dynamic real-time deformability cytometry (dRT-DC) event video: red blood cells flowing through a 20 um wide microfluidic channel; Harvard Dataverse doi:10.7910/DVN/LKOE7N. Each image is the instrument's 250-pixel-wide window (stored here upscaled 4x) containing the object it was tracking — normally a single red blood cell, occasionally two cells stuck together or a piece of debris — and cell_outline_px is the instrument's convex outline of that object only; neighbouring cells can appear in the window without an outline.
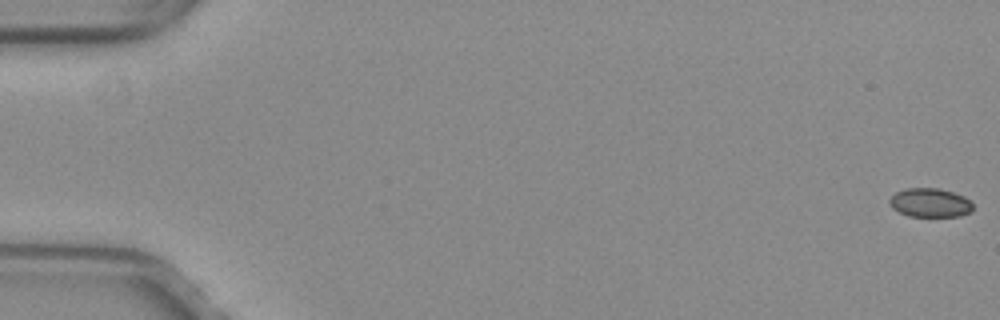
{"species": "common noctule bat (a hibernating species)", "species_latin": "Nyctalus noctula", "temperature_condition": "warm", "stored_images_in_passage": 53, "camera_frame_rate_fps": 3000, "um_per_image_px": 0.085, "animal": {"sex": "female", "body_mass_g": 29.2, "forearm_length_mm": 56.3}, "frame": {"image": 1, "passage_image": 1, "time_ms": 0.0, "image_size_px": [1000, 320], "cell_outline_px": [[972, 208], [968, 212], [960, 216], [908, 216], [892, 208], [888, 200], [896, 192], [904, 188], [940, 188], [964, 196], [972, 204]], "centroid_in_image_um": [79.02, 17.22], "position_along_channel_um": 6.0, "area_um2": 13.93}}
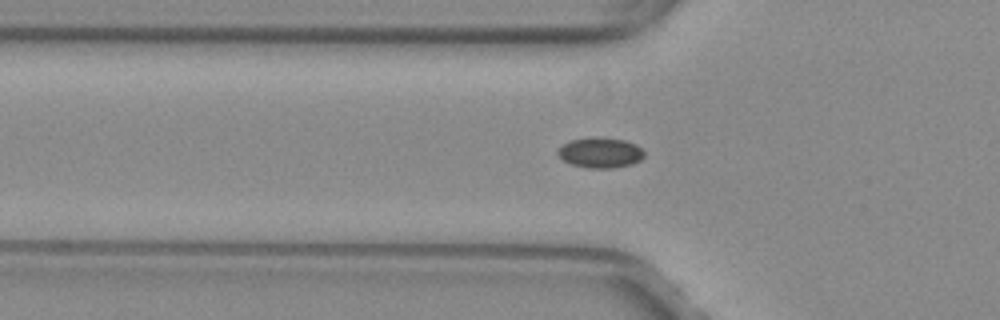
{"frame": {"image": 2, "passage_image": 19, "time_ms": 6.0, "image_size_px": [1000, 320], "cell_outline_px": [[644, 156], [640, 160], [632, 164], [612, 168], [588, 168], [572, 164], [564, 160], [556, 152], [556, 148], [568, 140], [592, 136], [596, 136], [624, 140], [636, 144], [644, 152]], "centroid_in_image_um": [50.99, 12.95], "position_along_channel_um": 74.8, "area_um2": 15.49}}
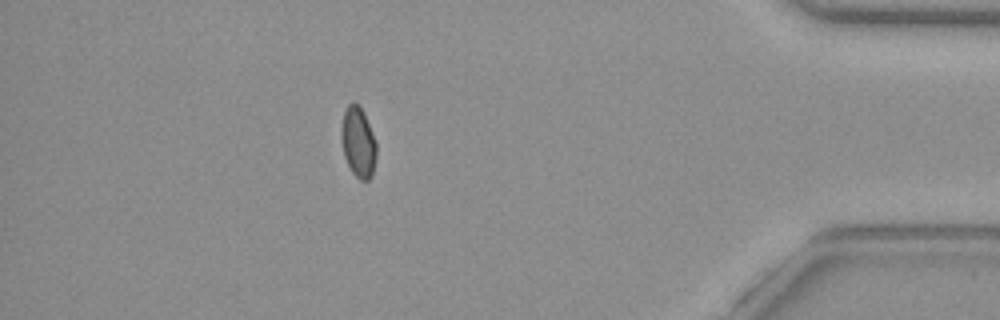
{"frame": {"image": 3, "passage_image": 47, "time_ms": 15.333, "image_size_px": [1000, 320], "cell_outline_px": [[376, 160], [372, 176], [368, 180], [360, 180], [352, 172], [344, 156], [340, 132], [344, 112], [348, 104], [352, 100], [364, 112], [376, 140]], "centroid_in_image_um": [30.46, 12.09], "position_along_channel_um": 404.7, "area_um2": 14.51}, "authors_computed_cell_mechanics": {"area_um2": 14.6812, "velocity_mm_per_s": 4.0228, "shape_relaxation_time_tau1_ms": null, "shape_relaxation_time_tau2_ms": 2.8281, "deformation_change_tau1": null, "deformation_change_tau2": 0.0471}}